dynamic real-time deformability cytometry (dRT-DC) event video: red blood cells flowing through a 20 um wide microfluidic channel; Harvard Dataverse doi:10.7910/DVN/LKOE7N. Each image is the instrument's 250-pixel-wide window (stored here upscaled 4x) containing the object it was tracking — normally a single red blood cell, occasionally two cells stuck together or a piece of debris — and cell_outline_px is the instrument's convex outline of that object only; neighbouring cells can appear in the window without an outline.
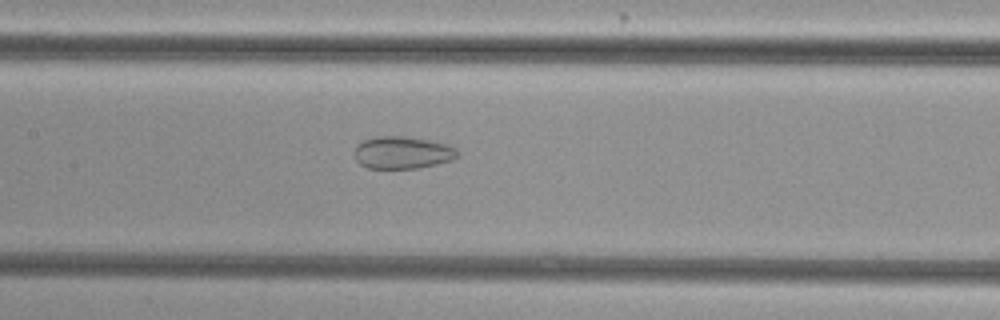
{"species": "common noctule bat (a hibernating species)", "species_latin": "Nyctalus noctula", "temperature_condition": "cold", "stored_images_in_passage": 28, "camera_frame_rate_fps": 3000, "um_per_image_px": 0.085, "animal": {"sex": "female", "body_mass_g": 29.2, "forearm_length_mm": 56.3}, "frame": {"image": 1, "passage_image": 12, "time_ms": 3.667, "image_size_px": [1000, 320], "cell_outline_px": [[460, 156], [452, 160], [436, 164], [416, 168], [368, 168], [360, 164], [356, 160], [356, 144], [364, 140], [376, 136], [404, 136], [428, 140], [444, 144], [460, 152]], "centroid_in_image_um": [34.2, 12.97], "position_along_channel_um": 173.2, "area_um2": 19.25}}
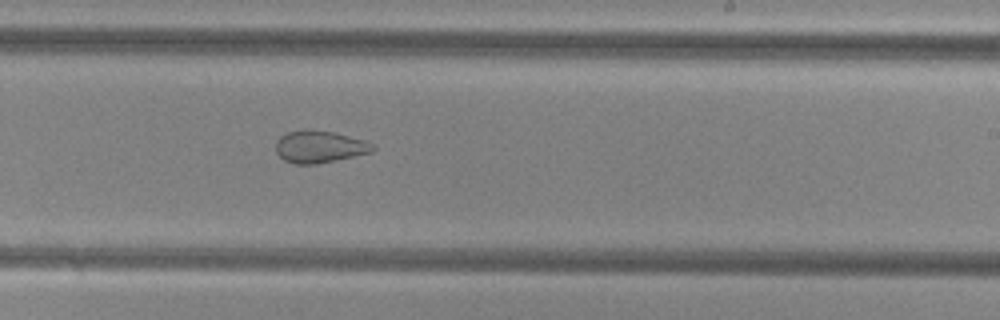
{"frame": {"image": 2, "passage_image": 19, "time_ms": 6.0, "image_size_px": [1000, 320], "cell_outline_px": [[376, 148], [372, 152], [316, 164], [296, 164], [284, 160], [276, 152], [276, 140], [280, 136], [288, 132], [304, 128], [332, 132], [364, 140], [372, 144]], "centroid_in_image_um": [27.12, 12.46], "position_along_channel_um": 261.9, "area_um2": 18.09}}
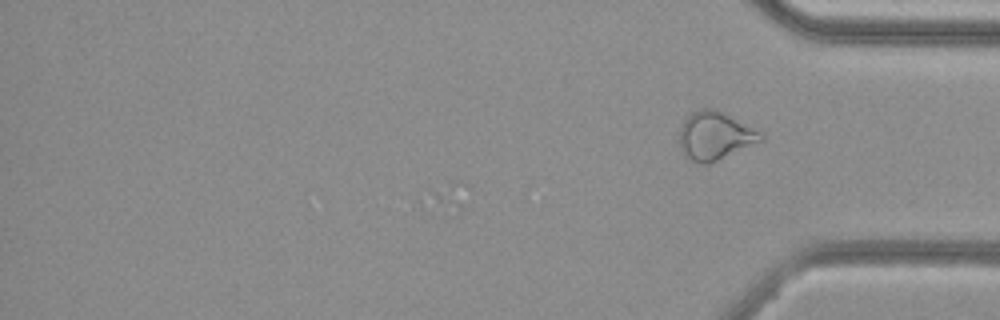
{"frame": {"image": 3, "passage_image": 28, "time_ms": 9.0, "image_size_px": [1000, 320], "cell_outline_px": [[764, 140], [708, 164], [700, 164], [688, 160], [680, 148], [680, 128], [684, 120], [692, 112], [704, 108], [712, 108], [764, 132]], "centroid_in_image_um": [60.78, 11.56], "position_along_channel_um": 374.4, "area_um2": 22.77}, "authors_computed_cell_mechanics": {"area_um2": 19.4786, "velocity_mm_per_s": 3.8075, "shape_relaxation_time_tau1_ms": null, "shape_relaxation_time_tau2_ms": 2.0097, "deformation_change_tau1": null, "deformation_change_tau2": 0.0853}}